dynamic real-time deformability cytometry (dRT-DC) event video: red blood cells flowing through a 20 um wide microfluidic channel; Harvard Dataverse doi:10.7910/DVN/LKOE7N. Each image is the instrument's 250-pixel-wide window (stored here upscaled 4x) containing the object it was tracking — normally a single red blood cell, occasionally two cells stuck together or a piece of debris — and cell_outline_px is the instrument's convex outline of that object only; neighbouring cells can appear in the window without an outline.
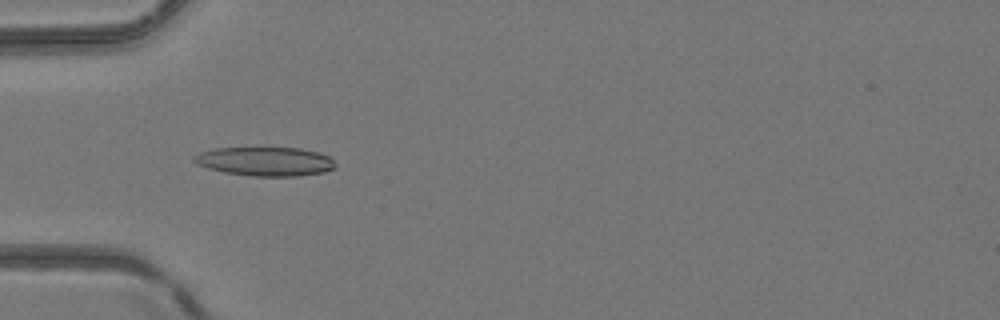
{"species": "common noctule bat (a hibernating species)", "species_latin": "Nyctalus noctula", "temperature_condition": "room temperature", "stored_images_in_passage": 5, "camera_frame_rate_fps": 3000, "um_per_image_px": 0.085, "animal": {"sex": "female", "body_mass_g": 24.6, "forearm_length_mm": 56.2}, "frame": {"image": 1, "passage_image": 3, "time_ms": 2.333, "image_size_px": [1000, 320], "cell_outline_px": [[336, 168], [324, 172], [300, 176], [252, 176], [224, 172], [208, 168], [196, 164], [192, 160], [192, 156], [200, 152], [212, 148], [300, 148], [320, 152], [328, 156], [336, 164]], "centroid_in_image_um": [22.54, 13.72], "position_along_channel_um": 62.5, "area_um2": 24.04}}
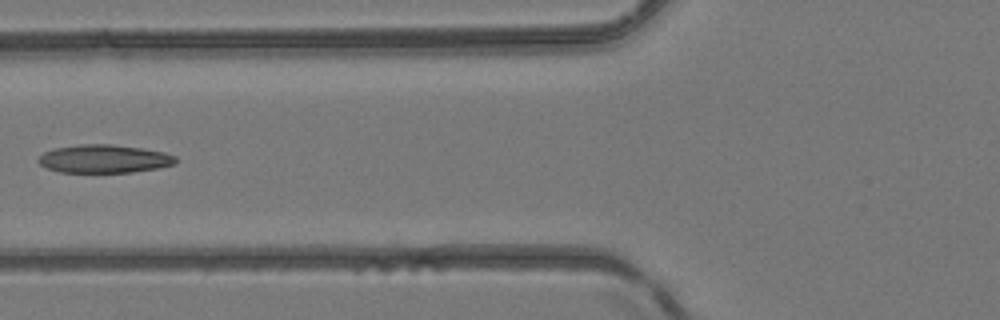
{"frame": {"image": 2, "passage_image": 4, "time_ms": 3.667, "image_size_px": [1000, 320], "cell_outline_px": [[176, 164], [156, 168], [132, 172], [60, 172], [48, 168], [40, 164], [36, 160], [44, 152], [56, 148], [80, 144], [112, 144], [140, 148], [164, 152], [176, 156]], "centroid_in_image_um": [8.85, 13.5], "position_along_channel_um": 116.9, "area_um2": 22.43}}
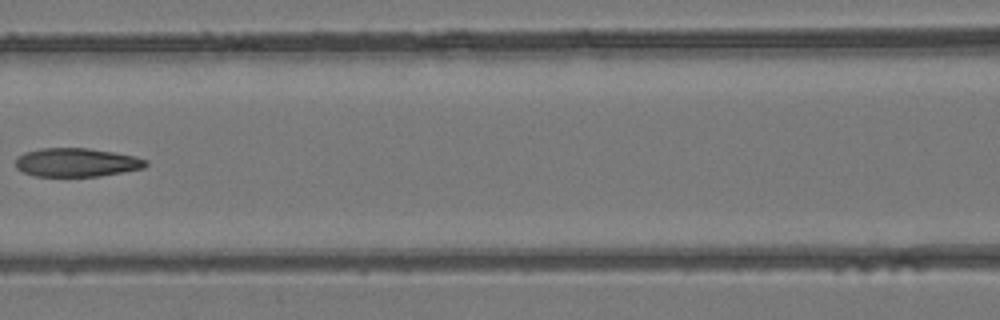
{"frame": {"image": 3, "passage_image": 5, "time_ms": 4.667, "image_size_px": [1000, 320], "cell_outline_px": [[148, 164], [144, 168], [100, 176], [36, 176], [24, 172], [16, 168], [16, 160], [24, 152], [40, 148], [88, 148], [136, 156], [148, 160]], "centroid_in_image_um": [6.53, 13.8], "position_along_channel_um": 160.1, "area_um2": 21.68}}